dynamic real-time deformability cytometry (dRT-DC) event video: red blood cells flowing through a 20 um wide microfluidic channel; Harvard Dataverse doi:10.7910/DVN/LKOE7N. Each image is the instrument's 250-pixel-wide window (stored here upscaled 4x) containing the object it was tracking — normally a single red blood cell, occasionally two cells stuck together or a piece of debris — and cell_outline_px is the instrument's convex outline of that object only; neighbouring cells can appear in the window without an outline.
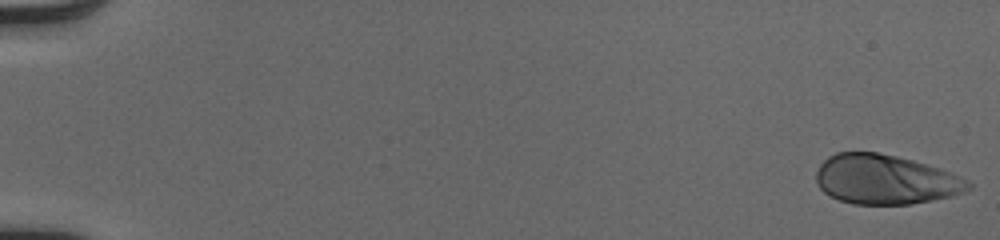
{"species": "human", "species_latin": "Homo sapiens", "temperature_condition": "cold", "stored_images_in_passage": 51, "camera_frame_rate_fps": 3000, "um_per_image_px": 0.085, "donor": {"sex": "male"}, "frame": {"image": 1, "passage_image": 1, "time_ms": 0.0, "image_size_px": [1000, 240], "cell_outline_px": [[972, 188], [964, 192], [952, 196], [932, 200], [908, 204], [852, 204], [840, 200], [824, 192], [816, 184], [816, 172], [820, 164], [828, 156], [836, 152], [876, 152], [896, 156], [912, 160], [948, 172], [968, 180], [972, 184]], "centroid_in_image_um": [75.22, 15.26], "position_along_channel_um": 9.8, "area_um2": 43.7}}
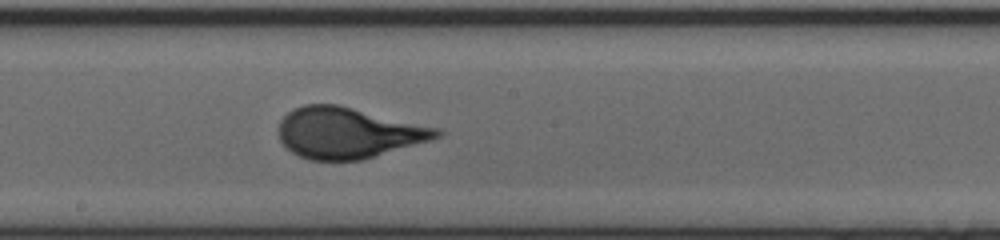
{"frame": {"image": 2, "passage_image": 30, "time_ms": 9.667, "image_size_px": [1000, 240], "cell_outline_px": [[444, 132], [440, 136], [428, 140], [360, 160], [308, 160], [292, 152], [280, 140], [280, 120], [292, 108], [304, 104], [340, 104], [440, 128]], "centroid_in_image_um": [29.57, 11.26], "position_along_channel_um": 218.6, "area_um2": 46.64}}
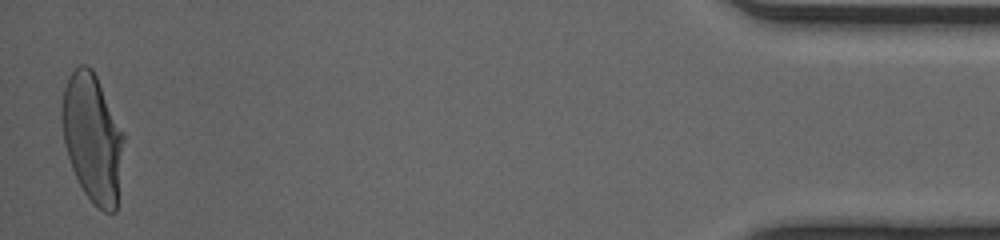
{"frame": {"image": 3, "passage_image": 51, "time_ms": 16.667, "image_size_px": [1000, 240], "cell_outline_px": [[124, 140], [116, 212], [104, 212], [96, 208], [84, 192], [72, 168], [64, 144], [60, 120], [60, 104], [64, 88], [68, 76], [80, 64], [84, 64], [92, 68], [96, 76], [124, 136]], "centroid_in_image_um": [7.82, 11.73], "position_along_channel_um": 427.4, "area_um2": 46.07}, "authors_computed_cell_mechanics": {"area_um2": 45.2574, "velocity_mm_per_s": 4.1015, "shape_relaxation_time_tau1_ms": 4.7003, "shape_relaxation_time_tau2_ms": null, "deformation_change_tau1": 0.2239, "deformation_change_tau2": null}}